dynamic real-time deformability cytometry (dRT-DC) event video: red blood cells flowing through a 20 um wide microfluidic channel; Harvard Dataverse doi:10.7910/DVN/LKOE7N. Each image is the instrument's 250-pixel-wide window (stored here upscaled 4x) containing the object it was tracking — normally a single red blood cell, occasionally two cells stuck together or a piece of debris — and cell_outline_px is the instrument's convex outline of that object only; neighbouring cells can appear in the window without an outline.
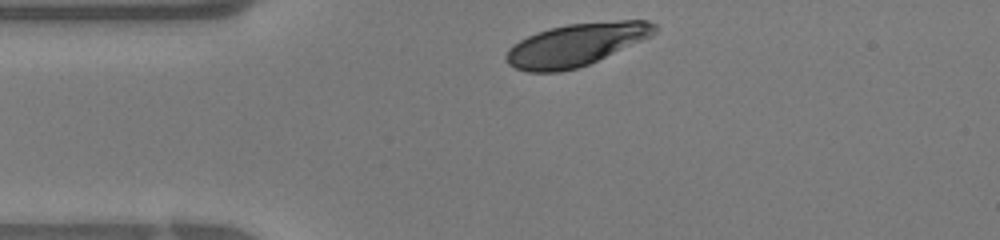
{"species": "human", "species_latin": "Homo sapiens", "temperature_condition": "warm", "stored_images_in_passage": 25, "camera_frame_rate_fps": 3000, "um_per_image_px": 0.085, "donor": {"sex": "female"}, "frame": {"image": 1, "passage_image": 1, "time_ms": 0.0, "image_size_px": [1000, 240], "cell_outline_px": [[660, 28], [652, 36], [588, 64], [576, 68], [560, 72], [528, 72], [516, 68], [508, 64], [504, 56], [508, 48], [520, 40], [528, 36], [548, 28], [568, 24], [616, 20], [648, 20], [656, 24]], "centroid_in_image_um": [48.98, 3.79], "position_along_channel_um": 36.0, "area_um2": 36.88}}
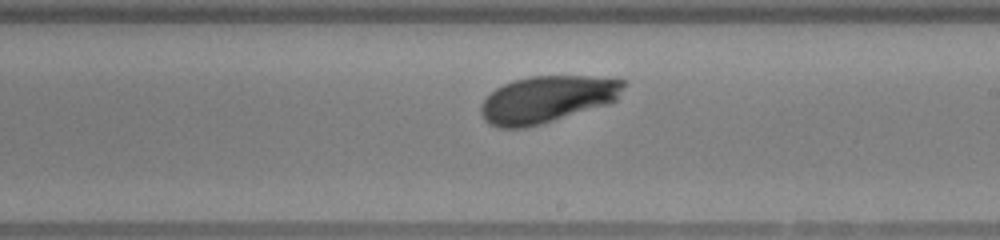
{"frame": {"image": 2, "passage_image": 15, "time_ms": 4.667, "image_size_px": [1000, 240], "cell_outline_px": [[628, 80], [616, 100], [608, 104], [540, 124], [524, 128], [496, 128], [488, 124], [484, 120], [480, 112], [480, 108], [484, 100], [496, 88], [512, 80], [528, 76], [592, 76]], "centroid_in_image_um": [46.49, 8.43], "position_along_channel_um": 242.5, "area_um2": 39.02}}
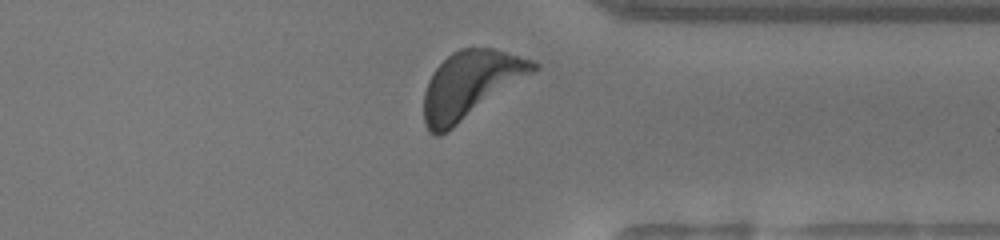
{"frame": {"image": 3, "passage_image": 23, "time_ms": 7.333, "image_size_px": [1000, 240], "cell_outline_px": [[540, 68], [452, 128], [440, 136], [436, 136], [428, 132], [424, 124], [424, 92], [428, 80], [432, 72], [452, 52], [460, 48], [492, 48], [532, 60], [540, 64]], "centroid_in_image_um": [39.96, 7.2], "position_along_channel_um": 371.4, "area_um2": 42.31}}